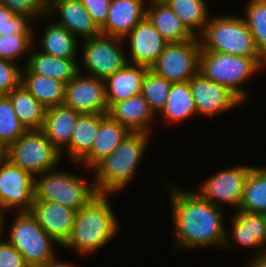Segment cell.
Returning <instances> with one entry per match:
<instances>
[{
	"label": "cell",
	"mask_w": 266,
	"mask_h": 267,
	"mask_svg": "<svg viewBox=\"0 0 266 267\" xmlns=\"http://www.w3.org/2000/svg\"><path fill=\"white\" fill-rule=\"evenodd\" d=\"M232 242H236L241 247H252L261 249L260 255L266 252V215L260 213H250L236 209L231 217Z\"/></svg>",
	"instance_id": "cell-21"
},
{
	"label": "cell",
	"mask_w": 266,
	"mask_h": 267,
	"mask_svg": "<svg viewBox=\"0 0 266 267\" xmlns=\"http://www.w3.org/2000/svg\"><path fill=\"white\" fill-rule=\"evenodd\" d=\"M29 52L22 75H41L59 80L65 85L79 72L75 59L57 58L41 52Z\"/></svg>",
	"instance_id": "cell-24"
},
{
	"label": "cell",
	"mask_w": 266,
	"mask_h": 267,
	"mask_svg": "<svg viewBox=\"0 0 266 267\" xmlns=\"http://www.w3.org/2000/svg\"><path fill=\"white\" fill-rule=\"evenodd\" d=\"M4 212H6L1 206H0V238L2 237V233H3V227H4Z\"/></svg>",
	"instance_id": "cell-44"
},
{
	"label": "cell",
	"mask_w": 266,
	"mask_h": 267,
	"mask_svg": "<svg viewBox=\"0 0 266 267\" xmlns=\"http://www.w3.org/2000/svg\"><path fill=\"white\" fill-rule=\"evenodd\" d=\"M189 85L197 115L214 117L243 103L228 87L207 79L200 72L191 78Z\"/></svg>",
	"instance_id": "cell-14"
},
{
	"label": "cell",
	"mask_w": 266,
	"mask_h": 267,
	"mask_svg": "<svg viewBox=\"0 0 266 267\" xmlns=\"http://www.w3.org/2000/svg\"><path fill=\"white\" fill-rule=\"evenodd\" d=\"M147 4H149L146 7L147 19L167 43L183 42L195 38L164 0H148Z\"/></svg>",
	"instance_id": "cell-23"
},
{
	"label": "cell",
	"mask_w": 266,
	"mask_h": 267,
	"mask_svg": "<svg viewBox=\"0 0 266 267\" xmlns=\"http://www.w3.org/2000/svg\"><path fill=\"white\" fill-rule=\"evenodd\" d=\"M199 38L201 50L252 57L266 67V59L257 50L242 16H210Z\"/></svg>",
	"instance_id": "cell-4"
},
{
	"label": "cell",
	"mask_w": 266,
	"mask_h": 267,
	"mask_svg": "<svg viewBox=\"0 0 266 267\" xmlns=\"http://www.w3.org/2000/svg\"><path fill=\"white\" fill-rule=\"evenodd\" d=\"M61 153L42 130H27L4 151V157L34 177L56 168Z\"/></svg>",
	"instance_id": "cell-7"
},
{
	"label": "cell",
	"mask_w": 266,
	"mask_h": 267,
	"mask_svg": "<svg viewBox=\"0 0 266 267\" xmlns=\"http://www.w3.org/2000/svg\"><path fill=\"white\" fill-rule=\"evenodd\" d=\"M31 213L57 244L63 246L66 243L74 227L76 210L57 202L34 201Z\"/></svg>",
	"instance_id": "cell-16"
},
{
	"label": "cell",
	"mask_w": 266,
	"mask_h": 267,
	"mask_svg": "<svg viewBox=\"0 0 266 267\" xmlns=\"http://www.w3.org/2000/svg\"><path fill=\"white\" fill-rule=\"evenodd\" d=\"M79 72L65 85L64 103L80 114H107L105 82Z\"/></svg>",
	"instance_id": "cell-13"
},
{
	"label": "cell",
	"mask_w": 266,
	"mask_h": 267,
	"mask_svg": "<svg viewBox=\"0 0 266 267\" xmlns=\"http://www.w3.org/2000/svg\"><path fill=\"white\" fill-rule=\"evenodd\" d=\"M33 19L24 14H15L7 7L0 5V36L19 33L25 35L33 43V31L30 25Z\"/></svg>",
	"instance_id": "cell-36"
},
{
	"label": "cell",
	"mask_w": 266,
	"mask_h": 267,
	"mask_svg": "<svg viewBox=\"0 0 266 267\" xmlns=\"http://www.w3.org/2000/svg\"><path fill=\"white\" fill-rule=\"evenodd\" d=\"M35 179L34 201L57 202L77 211L99 195L93 182L89 184L86 179L69 171H59L57 167L35 176Z\"/></svg>",
	"instance_id": "cell-5"
},
{
	"label": "cell",
	"mask_w": 266,
	"mask_h": 267,
	"mask_svg": "<svg viewBox=\"0 0 266 267\" xmlns=\"http://www.w3.org/2000/svg\"><path fill=\"white\" fill-rule=\"evenodd\" d=\"M129 36V37H128ZM129 38L130 55L128 63L151 68L163 52L167 42L145 17L123 39ZM131 60V61H129Z\"/></svg>",
	"instance_id": "cell-15"
},
{
	"label": "cell",
	"mask_w": 266,
	"mask_h": 267,
	"mask_svg": "<svg viewBox=\"0 0 266 267\" xmlns=\"http://www.w3.org/2000/svg\"><path fill=\"white\" fill-rule=\"evenodd\" d=\"M46 27L39 40L41 52L57 58L76 59L77 37L56 22H51Z\"/></svg>",
	"instance_id": "cell-29"
},
{
	"label": "cell",
	"mask_w": 266,
	"mask_h": 267,
	"mask_svg": "<svg viewBox=\"0 0 266 267\" xmlns=\"http://www.w3.org/2000/svg\"><path fill=\"white\" fill-rule=\"evenodd\" d=\"M4 156V150L0 147V159Z\"/></svg>",
	"instance_id": "cell-45"
},
{
	"label": "cell",
	"mask_w": 266,
	"mask_h": 267,
	"mask_svg": "<svg viewBox=\"0 0 266 267\" xmlns=\"http://www.w3.org/2000/svg\"><path fill=\"white\" fill-rule=\"evenodd\" d=\"M149 135L130 132L111 154L93 169L96 190L99 194H115L132 180L148 145Z\"/></svg>",
	"instance_id": "cell-3"
},
{
	"label": "cell",
	"mask_w": 266,
	"mask_h": 267,
	"mask_svg": "<svg viewBox=\"0 0 266 267\" xmlns=\"http://www.w3.org/2000/svg\"><path fill=\"white\" fill-rule=\"evenodd\" d=\"M253 167L238 165L217 172L199 184L197 193L215 206L223 207L224 204H229L238 209L247 177Z\"/></svg>",
	"instance_id": "cell-12"
},
{
	"label": "cell",
	"mask_w": 266,
	"mask_h": 267,
	"mask_svg": "<svg viewBox=\"0 0 266 267\" xmlns=\"http://www.w3.org/2000/svg\"><path fill=\"white\" fill-rule=\"evenodd\" d=\"M130 132L150 134L149 126L155 117L142 94L114 103L107 113Z\"/></svg>",
	"instance_id": "cell-22"
},
{
	"label": "cell",
	"mask_w": 266,
	"mask_h": 267,
	"mask_svg": "<svg viewBox=\"0 0 266 267\" xmlns=\"http://www.w3.org/2000/svg\"><path fill=\"white\" fill-rule=\"evenodd\" d=\"M195 36L203 33L210 17L205 0H164ZM198 29V30H197ZM198 32V33H197Z\"/></svg>",
	"instance_id": "cell-31"
},
{
	"label": "cell",
	"mask_w": 266,
	"mask_h": 267,
	"mask_svg": "<svg viewBox=\"0 0 266 267\" xmlns=\"http://www.w3.org/2000/svg\"><path fill=\"white\" fill-rule=\"evenodd\" d=\"M80 115L65 104L46 108L42 131L60 153L70 144L72 132Z\"/></svg>",
	"instance_id": "cell-25"
},
{
	"label": "cell",
	"mask_w": 266,
	"mask_h": 267,
	"mask_svg": "<svg viewBox=\"0 0 266 267\" xmlns=\"http://www.w3.org/2000/svg\"><path fill=\"white\" fill-rule=\"evenodd\" d=\"M39 267H76L70 263H66V262H59L57 261V257L55 256L54 258H52L51 260L45 262L43 265L39 266Z\"/></svg>",
	"instance_id": "cell-43"
},
{
	"label": "cell",
	"mask_w": 266,
	"mask_h": 267,
	"mask_svg": "<svg viewBox=\"0 0 266 267\" xmlns=\"http://www.w3.org/2000/svg\"><path fill=\"white\" fill-rule=\"evenodd\" d=\"M122 40L103 34L83 39L82 64L87 75L105 80L128 64V57L120 45Z\"/></svg>",
	"instance_id": "cell-10"
},
{
	"label": "cell",
	"mask_w": 266,
	"mask_h": 267,
	"mask_svg": "<svg viewBox=\"0 0 266 267\" xmlns=\"http://www.w3.org/2000/svg\"><path fill=\"white\" fill-rule=\"evenodd\" d=\"M7 96L11 100L15 114L27 130H42L46 108L38 102L21 83Z\"/></svg>",
	"instance_id": "cell-26"
},
{
	"label": "cell",
	"mask_w": 266,
	"mask_h": 267,
	"mask_svg": "<svg viewBox=\"0 0 266 267\" xmlns=\"http://www.w3.org/2000/svg\"><path fill=\"white\" fill-rule=\"evenodd\" d=\"M248 267H266V252L260 255H255L253 259L248 260Z\"/></svg>",
	"instance_id": "cell-42"
},
{
	"label": "cell",
	"mask_w": 266,
	"mask_h": 267,
	"mask_svg": "<svg viewBox=\"0 0 266 267\" xmlns=\"http://www.w3.org/2000/svg\"><path fill=\"white\" fill-rule=\"evenodd\" d=\"M54 11L58 12L56 14L60 17V20L55 22L75 37L88 39L101 34L100 28L80 0H49L48 15Z\"/></svg>",
	"instance_id": "cell-18"
},
{
	"label": "cell",
	"mask_w": 266,
	"mask_h": 267,
	"mask_svg": "<svg viewBox=\"0 0 266 267\" xmlns=\"http://www.w3.org/2000/svg\"><path fill=\"white\" fill-rule=\"evenodd\" d=\"M107 194H99L88 205L76 211L72 233L63 245L82 255L102 248L117 235L118 221Z\"/></svg>",
	"instance_id": "cell-2"
},
{
	"label": "cell",
	"mask_w": 266,
	"mask_h": 267,
	"mask_svg": "<svg viewBox=\"0 0 266 267\" xmlns=\"http://www.w3.org/2000/svg\"><path fill=\"white\" fill-rule=\"evenodd\" d=\"M160 113L170 124L188 120L197 114L189 81L172 83L167 102Z\"/></svg>",
	"instance_id": "cell-28"
},
{
	"label": "cell",
	"mask_w": 266,
	"mask_h": 267,
	"mask_svg": "<svg viewBox=\"0 0 266 267\" xmlns=\"http://www.w3.org/2000/svg\"><path fill=\"white\" fill-rule=\"evenodd\" d=\"M32 44L25 35L2 34L0 36V58L15 62L22 54L29 55Z\"/></svg>",
	"instance_id": "cell-37"
},
{
	"label": "cell",
	"mask_w": 266,
	"mask_h": 267,
	"mask_svg": "<svg viewBox=\"0 0 266 267\" xmlns=\"http://www.w3.org/2000/svg\"><path fill=\"white\" fill-rule=\"evenodd\" d=\"M49 0H0V5L15 14H24L34 19L48 15Z\"/></svg>",
	"instance_id": "cell-38"
},
{
	"label": "cell",
	"mask_w": 266,
	"mask_h": 267,
	"mask_svg": "<svg viewBox=\"0 0 266 267\" xmlns=\"http://www.w3.org/2000/svg\"><path fill=\"white\" fill-rule=\"evenodd\" d=\"M35 177L11 163L4 156L0 159V206L4 210L31 212L34 202Z\"/></svg>",
	"instance_id": "cell-11"
},
{
	"label": "cell",
	"mask_w": 266,
	"mask_h": 267,
	"mask_svg": "<svg viewBox=\"0 0 266 267\" xmlns=\"http://www.w3.org/2000/svg\"><path fill=\"white\" fill-rule=\"evenodd\" d=\"M149 69L128 63L113 75L108 76L104 80L108 108L114 103L141 94L143 81Z\"/></svg>",
	"instance_id": "cell-19"
},
{
	"label": "cell",
	"mask_w": 266,
	"mask_h": 267,
	"mask_svg": "<svg viewBox=\"0 0 266 267\" xmlns=\"http://www.w3.org/2000/svg\"><path fill=\"white\" fill-rule=\"evenodd\" d=\"M8 241L22 254L29 267H39L54 258V243L31 212H17Z\"/></svg>",
	"instance_id": "cell-8"
},
{
	"label": "cell",
	"mask_w": 266,
	"mask_h": 267,
	"mask_svg": "<svg viewBox=\"0 0 266 267\" xmlns=\"http://www.w3.org/2000/svg\"><path fill=\"white\" fill-rule=\"evenodd\" d=\"M91 15L93 21L101 28L106 22L111 0H80Z\"/></svg>",
	"instance_id": "cell-41"
},
{
	"label": "cell",
	"mask_w": 266,
	"mask_h": 267,
	"mask_svg": "<svg viewBox=\"0 0 266 267\" xmlns=\"http://www.w3.org/2000/svg\"><path fill=\"white\" fill-rule=\"evenodd\" d=\"M243 17L259 53L266 59V0H249Z\"/></svg>",
	"instance_id": "cell-33"
},
{
	"label": "cell",
	"mask_w": 266,
	"mask_h": 267,
	"mask_svg": "<svg viewBox=\"0 0 266 267\" xmlns=\"http://www.w3.org/2000/svg\"><path fill=\"white\" fill-rule=\"evenodd\" d=\"M27 129L17 118L8 96H0V147L5 151Z\"/></svg>",
	"instance_id": "cell-34"
},
{
	"label": "cell",
	"mask_w": 266,
	"mask_h": 267,
	"mask_svg": "<svg viewBox=\"0 0 266 267\" xmlns=\"http://www.w3.org/2000/svg\"><path fill=\"white\" fill-rule=\"evenodd\" d=\"M169 187L176 250L215 245L232 249L219 206L203 199L197 192Z\"/></svg>",
	"instance_id": "cell-1"
},
{
	"label": "cell",
	"mask_w": 266,
	"mask_h": 267,
	"mask_svg": "<svg viewBox=\"0 0 266 267\" xmlns=\"http://www.w3.org/2000/svg\"><path fill=\"white\" fill-rule=\"evenodd\" d=\"M238 209L266 214V168L254 166L250 170Z\"/></svg>",
	"instance_id": "cell-32"
},
{
	"label": "cell",
	"mask_w": 266,
	"mask_h": 267,
	"mask_svg": "<svg viewBox=\"0 0 266 267\" xmlns=\"http://www.w3.org/2000/svg\"><path fill=\"white\" fill-rule=\"evenodd\" d=\"M0 267H29L22 254L9 242L0 238Z\"/></svg>",
	"instance_id": "cell-40"
},
{
	"label": "cell",
	"mask_w": 266,
	"mask_h": 267,
	"mask_svg": "<svg viewBox=\"0 0 266 267\" xmlns=\"http://www.w3.org/2000/svg\"><path fill=\"white\" fill-rule=\"evenodd\" d=\"M148 0H111L103 35L124 39L146 17Z\"/></svg>",
	"instance_id": "cell-17"
},
{
	"label": "cell",
	"mask_w": 266,
	"mask_h": 267,
	"mask_svg": "<svg viewBox=\"0 0 266 267\" xmlns=\"http://www.w3.org/2000/svg\"><path fill=\"white\" fill-rule=\"evenodd\" d=\"M21 83L45 108L64 103L65 84L51 77L22 75Z\"/></svg>",
	"instance_id": "cell-30"
},
{
	"label": "cell",
	"mask_w": 266,
	"mask_h": 267,
	"mask_svg": "<svg viewBox=\"0 0 266 267\" xmlns=\"http://www.w3.org/2000/svg\"><path fill=\"white\" fill-rule=\"evenodd\" d=\"M261 68L263 66L252 57L200 51L199 72L207 79L228 87L243 102L249 93L240 86Z\"/></svg>",
	"instance_id": "cell-6"
},
{
	"label": "cell",
	"mask_w": 266,
	"mask_h": 267,
	"mask_svg": "<svg viewBox=\"0 0 266 267\" xmlns=\"http://www.w3.org/2000/svg\"><path fill=\"white\" fill-rule=\"evenodd\" d=\"M172 82L157 75L149 69L143 81L142 95L148 103L150 110L160 113L167 102Z\"/></svg>",
	"instance_id": "cell-35"
},
{
	"label": "cell",
	"mask_w": 266,
	"mask_h": 267,
	"mask_svg": "<svg viewBox=\"0 0 266 267\" xmlns=\"http://www.w3.org/2000/svg\"><path fill=\"white\" fill-rule=\"evenodd\" d=\"M100 126V114H81L66 147L69 158L78 164L92 149Z\"/></svg>",
	"instance_id": "cell-27"
},
{
	"label": "cell",
	"mask_w": 266,
	"mask_h": 267,
	"mask_svg": "<svg viewBox=\"0 0 266 267\" xmlns=\"http://www.w3.org/2000/svg\"><path fill=\"white\" fill-rule=\"evenodd\" d=\"M130 131L108 114H100V126L91 151L78 163L94 168L102 159L111 154L127 137Z\"/></svg>",
	"instance_id": "cell-20"
},
{
	"label": "cell",
	"mask_w": 266,
	"mask_h": 267,
	"mask_svg": "<svg viewBox=\"0 0 266 267\" xmlns=\"http://www.w3.org/2000/svg\"><path fill=\"white\" fill-rule=\"evenodd\" d=\"M198 39L167 43L150 69L172 83L190 81L199 72L201 44Z\"/></svg>",
	"instance_id": "cell-9"
},
{
	"label": "cell",
	"mask_w": 266,
	"mask_h": 267,
	"mask_svg": "<svg viewBox=\"0 0 266 267\" xmlns=\"http://www.w3.org/2000/svg\"><path fill=\"white\" fill-rule=\"evenodd\" d=\"M22 69L16 62L0 58V96L7 94L21 84Z\"/></svg>",
	"instance_id": "cell-39"
}]
</instances>
